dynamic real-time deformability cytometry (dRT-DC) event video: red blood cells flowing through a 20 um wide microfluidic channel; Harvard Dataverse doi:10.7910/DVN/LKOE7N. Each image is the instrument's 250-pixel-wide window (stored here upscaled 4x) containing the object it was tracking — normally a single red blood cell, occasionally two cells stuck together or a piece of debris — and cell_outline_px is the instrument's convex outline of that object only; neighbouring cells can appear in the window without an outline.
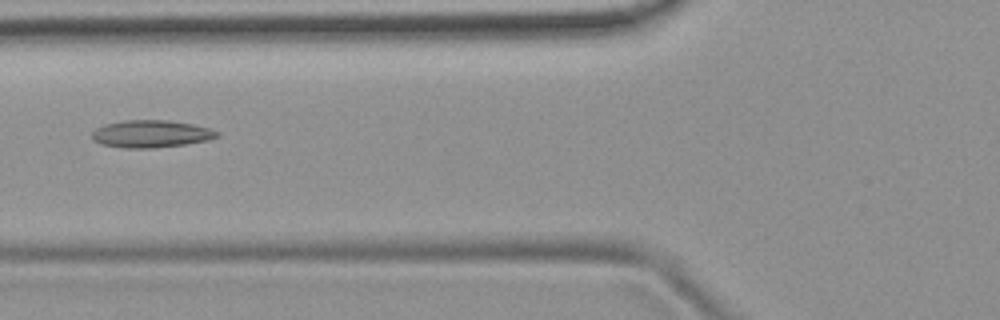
{"species": "common noctule bat (a hibernating species)", "species_latin": "Nyctalus noctula", "temperature_condition": "room temperature", "stored_images_in_passage": 8, "camera_frame_rate_fps": 3000, "um_per_image_px": 0.085, "animal": {"sex": "female", "body_mass_g": 19.9}, "frame": {"image": 1, "passage_image": 6, "time_ms": 6.0, "image_size_px": [1000, 320], "cell_outline_px": [[220, 136], [208, 140], [184, 144], [152, 148], [128, 148], [100, 144], [92, 136], [92, 132], [96, 128], [104, 124], [124, 120], [168, 120], [192, 124], [208, 128], [220, 132]], "centroid_in_image_um": [12.85, 11.37], "position_along_channel_um": 112.9, "area_um2": 19.83}}
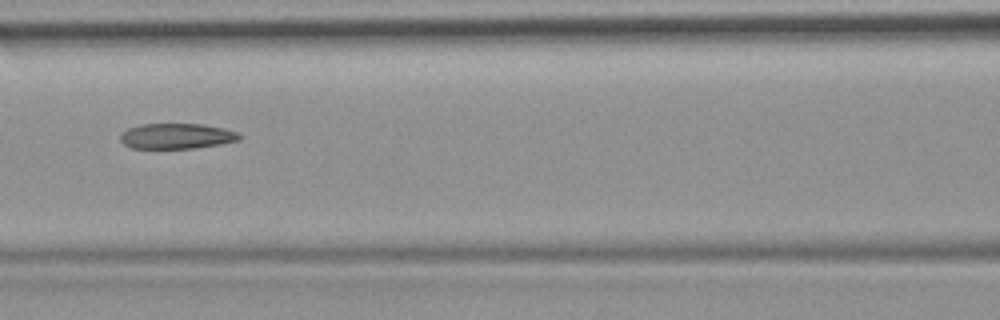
{"frame": {"image": 2, "passage_image": 7, "time_ms": 7.0, "image_size_px": [1000, 320], "cell_outline_px": [[244, 136], [240, 140], [220, 144], [192, 148], [132, 148], [124, 144], [120, 140], [120, 136], [128, 128], [140, 124], [200, 124], [224, 128], [236, 132]], "centroid_in_image_um": [15.04, 11.56], "position_along_channel_um": 151.6, "area_um2": 17.57}}